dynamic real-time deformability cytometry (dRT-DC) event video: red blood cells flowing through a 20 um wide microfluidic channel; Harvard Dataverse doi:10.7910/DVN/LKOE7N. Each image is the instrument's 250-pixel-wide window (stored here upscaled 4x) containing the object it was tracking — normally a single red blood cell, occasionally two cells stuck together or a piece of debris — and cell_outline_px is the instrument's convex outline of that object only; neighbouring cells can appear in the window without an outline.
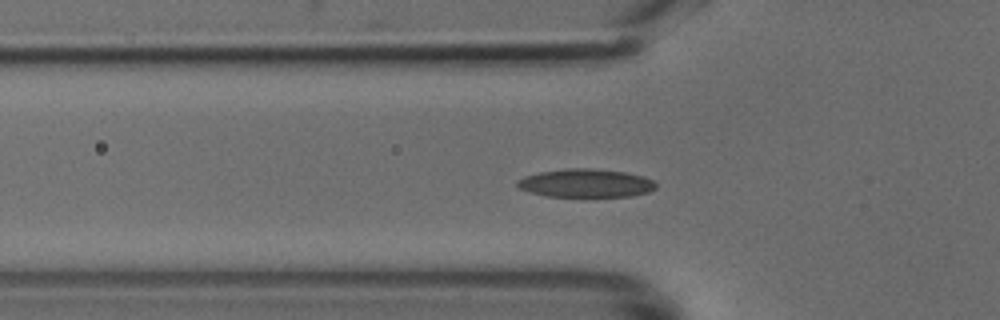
{"species": "common noctule bat (a hibernating species)", "species_latin": "Nyctalus noctula", "temperature_condition": "cold", "stored_images_in_passage": 43, "camera_frame_rate_fps": 3000, "um_per_image_px": 0.085, "animal": {"sex": "male", "body_mass_g": 18.8}, "frame": {"image": 1, "passage_image": 9, "time_ms": 2.667, "image_size_px": [1000, 320], "cell_outline_px": [[656, 188], [648, 192], [632, 196], [548, 196], [528, 192], [520, 188], [516, 184], [516, 180], [524, 176], [540, 172], [568, 168], [588, 168], [624, 172], [644, 176], [652, 180], [656, 184]], "centroid_in_image_um": [49.78, 15.56], "position_along_channel_um": 76.0, "area_um2": 22.77}}
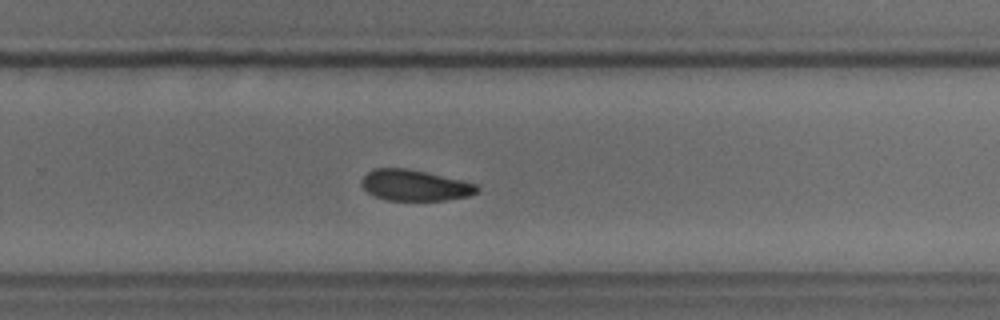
{"frame": {"image": 2, "passage_image": 25, "time_ms": 8.0, "image_size_px": [1000, 320], "cell_outline_px": [[480, 188], [476, 192], [468, 196], [444, 200], [384, 200], [368, 192], [360, 184], [364, 176], [372, 168], [408, 168], [428, 172], [476, 184]], "centroid_in_image_um": [35.23, 15.74], "position_along_channel_um": 294.6, "area_um2": 20.75}}
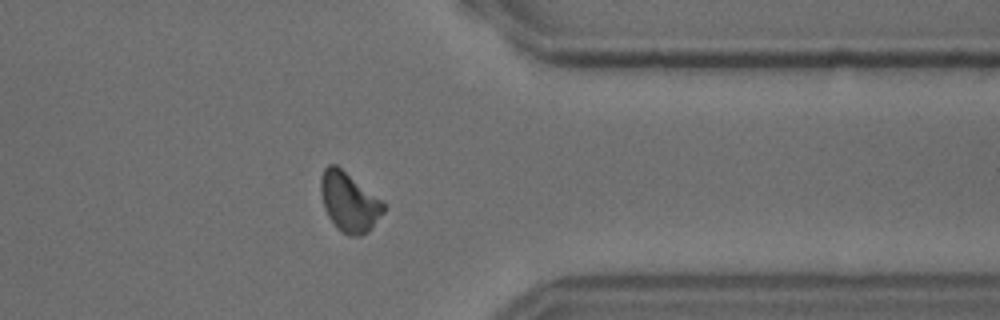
{"frame": {"image": 3, "passage_image": 32, "time_ms": 10.333, "image_size_px": [1000, 320], "cell_outline_px": [[388, 204], [384, 212], [372, 228], [368, 232], [360, 236], [348, 236], [336, 228], [328, 216], [324, 208], [320, 192], [320, 176], [324, 168], [328, 164], [336, 164]], "centroid_in_image_um": [29.69, 17.17], "position_along_channel_um": 381.7, "area_um2": 22.2}}